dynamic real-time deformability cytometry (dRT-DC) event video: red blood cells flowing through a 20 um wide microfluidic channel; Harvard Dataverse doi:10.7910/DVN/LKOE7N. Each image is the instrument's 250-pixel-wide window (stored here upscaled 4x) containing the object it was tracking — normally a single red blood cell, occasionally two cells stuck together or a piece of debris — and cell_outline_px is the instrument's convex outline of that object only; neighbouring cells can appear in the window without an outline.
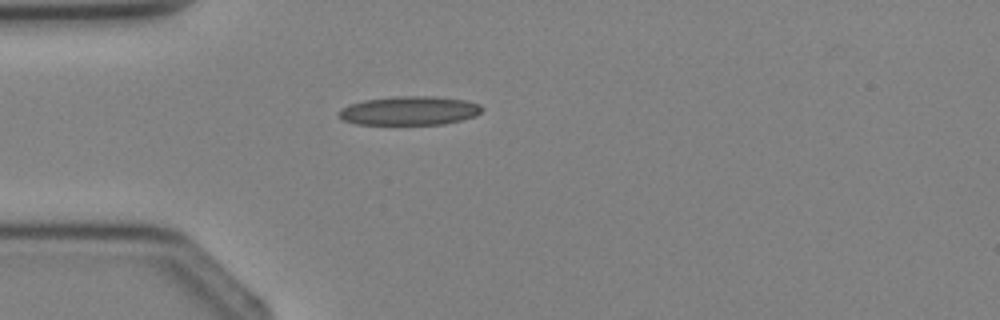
{"species": "Egyptian fruit bat (a non-hibernating species)", "species_latin": "Rousettus aegyptiacus", "temperature_condition": "cold", "stored_images_in_passage": 4, "segment_of_instrument_passage": [1, 2], "camera_frame_rate_fps": 3000, "um_per_image_px": 0.085, "animal": {"sex": "female"}, "frame": {"image": 1, "passage_image": 3, "time_ms": 2.333, "image_size_px": [1000, 320], "cell_outline_px": [[484, 108], [476, 116], [444, 124], [356, 124], [344, 120], [336, 112], [340, 108], [364, 100], [396, 96], [432, 96], [464, 100], [480, 104]], "centroid_in_image_um": [34.81, 9.41], "position_along_channel_um": 50.2, "area_um2": 23.99}}